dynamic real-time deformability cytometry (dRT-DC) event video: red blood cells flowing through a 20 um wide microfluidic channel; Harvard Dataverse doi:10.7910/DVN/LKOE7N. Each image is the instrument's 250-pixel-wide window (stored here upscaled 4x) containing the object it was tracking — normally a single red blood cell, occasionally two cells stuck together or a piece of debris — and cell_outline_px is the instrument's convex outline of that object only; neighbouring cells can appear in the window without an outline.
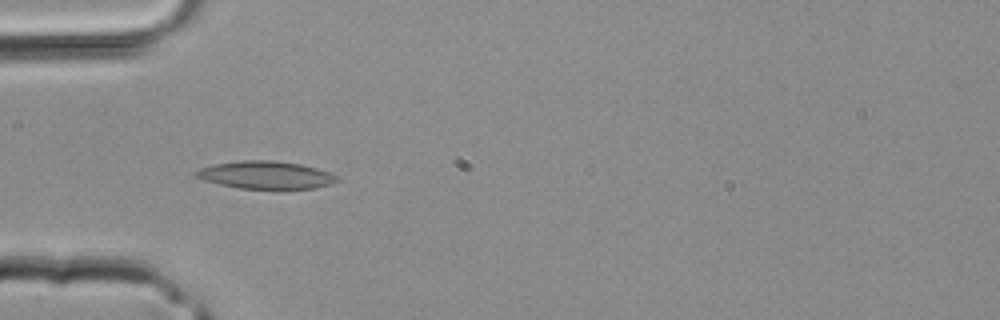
{"species": "common noctule bat (a hibernating species)", "species_latin": "Nyctalus noctula", "temperature_condition": "room temperature", "stored_images_in_passage": 2, "camera_frame_rate_fps": 3000, "um_per_image_px": 0.085, "animal": {"sex": "male", "body_mass_g": 20.4}, "frame": {"image": 1, "passage_image": 2, "time_ms": 0.333, "image_size_px": [1000, 320], "cell_outline_px": [[340, 180], [332, 184], [316, 188], [280, 192], [240, 188], [220, 184], [204, 180], [192, 176], [192, 172], [200, 168], [216, 164], [240, 160], [272, 160], [300, 164], [316, 168], [340, 176]], "centroid_in_image_um": [22.64, 14.92], "position_along_channel_um": 62.4, "area_um2": 23.81}}